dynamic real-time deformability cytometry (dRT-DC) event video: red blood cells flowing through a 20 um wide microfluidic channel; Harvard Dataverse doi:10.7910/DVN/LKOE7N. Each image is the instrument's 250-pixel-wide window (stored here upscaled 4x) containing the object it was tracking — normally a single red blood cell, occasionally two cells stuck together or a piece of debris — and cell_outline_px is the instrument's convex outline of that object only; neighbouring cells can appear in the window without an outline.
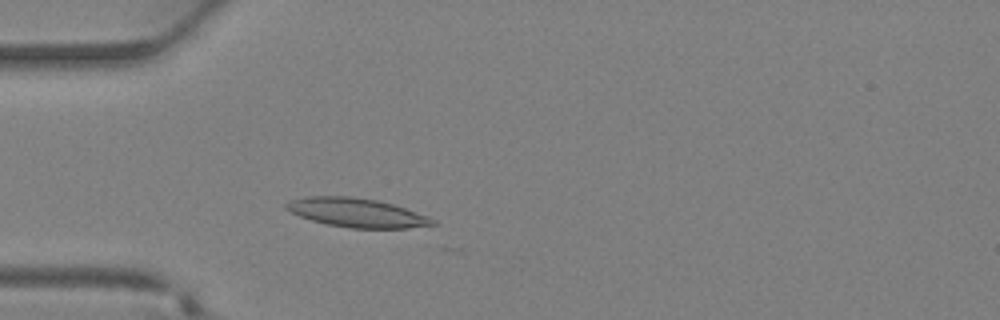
{"species": "Egyptian fruit bat (a non-hibernating species)", "species_latin": "Rousettus aegyptiacus", "temperature_condition": "warm", "stored_images_in_passage": 11, "camera_frame_rate_fps": 3000, "um_per_image_px": 0.085, "animal": {"sex": "female"}, "frame": {"image": 1, "passage_image": 8, "time_ms": 2.333, "image_size_px": [1000, 320], "cell_outline_px": [[440, 224], [408, 228], [352, 228], [328, 224], [312, 220], [300, 216], [284, 208], [284, 204], [288, 200], [308, 196], [352, 196], [376, 200], [392, 204], [428, 216], [436, 220]], "centroid_in_image_um": [30.33, 18.07], "position_along_channel_um": 54.7, "area_um2": 24.68}}